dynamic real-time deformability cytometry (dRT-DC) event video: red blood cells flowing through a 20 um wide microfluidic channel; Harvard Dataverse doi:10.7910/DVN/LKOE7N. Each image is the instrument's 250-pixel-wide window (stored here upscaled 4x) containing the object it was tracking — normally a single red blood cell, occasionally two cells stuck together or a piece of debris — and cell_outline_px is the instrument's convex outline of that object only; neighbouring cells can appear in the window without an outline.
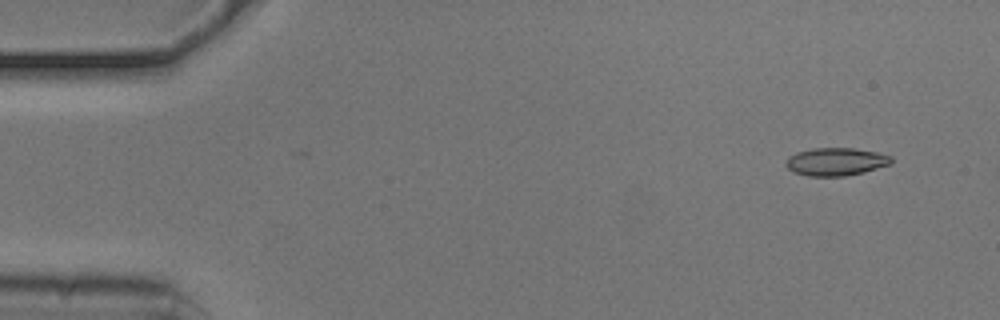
{"species": "common noctule bat (a hibernating species)", "species_latin": "Nyctalus noctula", "temperature_condition": "cold", "stored_images_in_passage": 54, "camera_frame_rate_fps": 3000, "um_per_image_px": 0.085, "animal": {"sex": "male", "body_mass_g": 20.5, "forearm_length_mm": 52.5}, "frame": {"image": 1, "passage_image": 4, "time_ms": 1.0, "image_size_px": [1000, 320], "cell_outline_px": [[892, 164], [864, 172], [844, 176], [808, 176], [792, 172], [784, 164], [788, 156], [796, 152], [812, 148], [852, 148], [876, 152], [892, 156]], "centroid_in_image_um": [71.03, 13.74], "position_along_channel_um": 14.0, "area_um2": 17.28}}
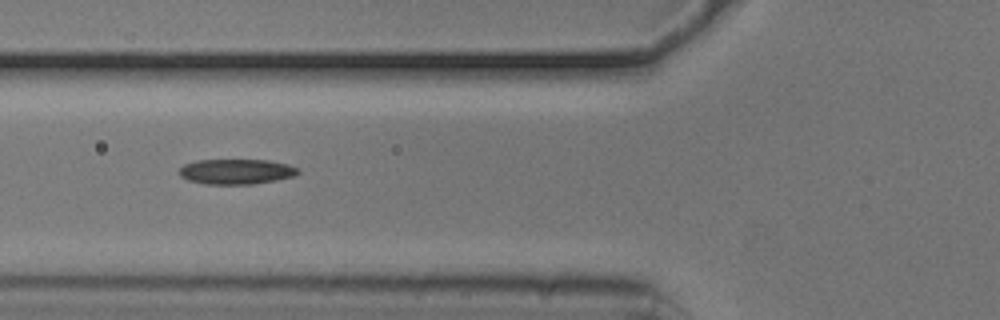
{"frame": {"image": 2, "passage_image": 20, "time_ms": 6.333, "image_size_px": [1000, 320], "cell_outline_px": [[300, 172], [292, 176], [276, 180], [252, 184], [204, 184], [188, 180], [180, 176], [180, 168], [184, 164], [196, 160], [268, 160], [288, 164], [300, 168]], "centroid_in_image_um": [20.09, 14.58], "position_along_channel_um": 105.7, "area_um2": 17.46}}
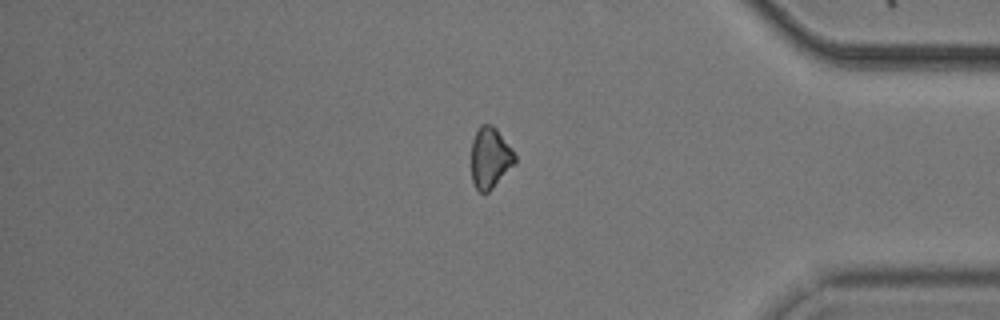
{"frame": {"image": 3, "passage_image": 45, "time_ms": 14.667, "image_size_px": [1000, 320], "cell_outline_px": [[516, 164], [488, 192], [480, 192], [476, 188], [472, 180], [472, 140], [480, 124], [492, 124], [496, 128], [512, 148], [516, 156]], "centroid_in_image_um": [41.68, 13.4], "position_along_channel_um": 393.5, "area_um2": 15.55}, "authors_computed_cell_mechanics": {"area_um2": 16.762, "velocity_mm_per_s": 3.7498, "shape_relaxation_time_tau1_ms": 3.9617, "shape_relaxation_time_tau2_ms": null, "deformation_change_tau1": 0.0955, "deformation_change_tau2": null}}